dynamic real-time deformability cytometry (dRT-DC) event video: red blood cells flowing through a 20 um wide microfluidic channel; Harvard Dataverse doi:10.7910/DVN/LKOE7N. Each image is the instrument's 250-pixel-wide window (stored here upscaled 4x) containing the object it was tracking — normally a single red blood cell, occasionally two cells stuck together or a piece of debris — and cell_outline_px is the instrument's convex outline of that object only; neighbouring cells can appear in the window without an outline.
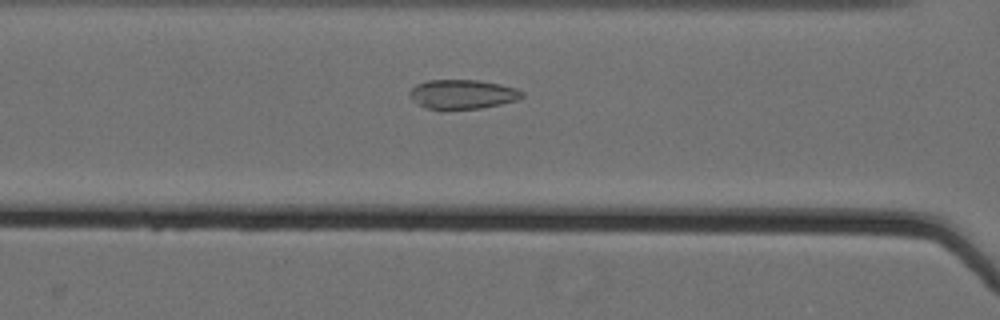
{"species": "Egyptian fruit bat (a non-hibernating species)", "species_latin": "Rousettus aegyptiacus", "temperature_condition": "cold", "stored_images_in_passage": 54, "camera_frame_rate_fps": 3000, "um_per_image_px": 0.085, "animal": {"sex": "female"}, "frame": {"image": 1, "passage_image": 23, "time_ms": 7.333, "image_size_px": [1000, 320], "cell_outline_px": [[524, 96], [516, 100], [500, 104], [480, 108], [448, 112], [440, 112], [424, 108], [412, 100], [408, 96], [408, 92], [416, 84], [428, 80], [480, 80], [500, 84], [516, 88], [524, 92]], "centroid_in_image_um": [39.24, 8.05], "position_along_channel_um": 127.4, "area_um2": 20.0}}
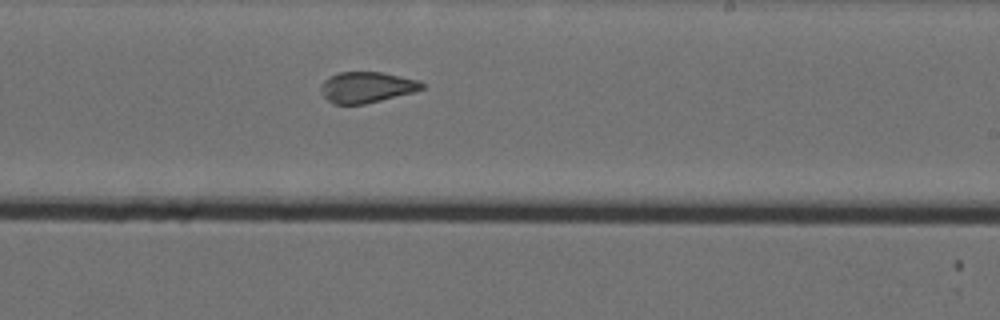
{"frame": {"image": 2, "passage_image": 34, "time_ms": 11.0, "image_size_px": [1000, 320], "cell_outline_px": [[424, 88], [412, 92], [364, 104], [332, 104], [320, 92], [320, 84], [328, 76], [340, 72], [384, 72], [416, 80], [424, 84]], "centroid_in_image_um": [31.1, 7.41], "position_along_channel_um": 257.9, "area_um2": 18.09}}
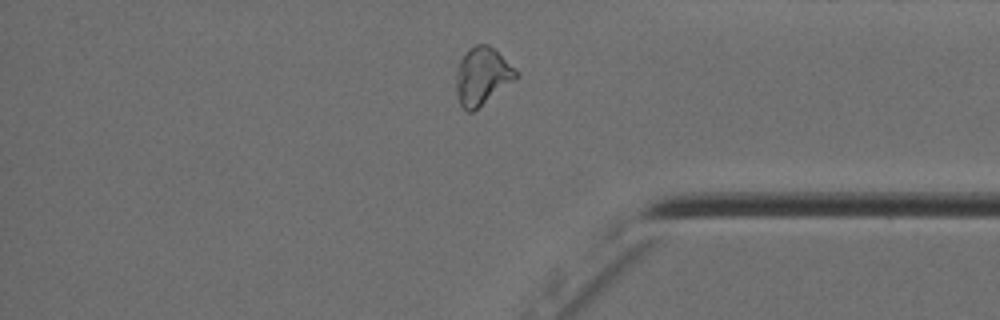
{"frame": {"image": 3, "passage_image": 46, "time_ms": 15.0, "image_size_px": [1000, 320], "cell_outline_px": [[520, 76], [516, 80], [472, 112], [468, 112], [460, 104], [456, 96], [456, 68], [460, 60], [468, 48], [476, 44], [488, 44], [496, 48]], "centroid_in_image_um": [40.98, 6.45], "position_along_channel_um": 394.2, "area_um2": 20.29}, "authors_computed_cell_mechanics": {"area_um2": 20.6057, "velocity_mm_per_s": 3.5656, "shape_relaxation_time_tau1_ms": null, "shape_relaxation_time_tau2_ms": 1.6057, "deformation_change_tau1": null, "deformation_change_tau2": 0.0661}}